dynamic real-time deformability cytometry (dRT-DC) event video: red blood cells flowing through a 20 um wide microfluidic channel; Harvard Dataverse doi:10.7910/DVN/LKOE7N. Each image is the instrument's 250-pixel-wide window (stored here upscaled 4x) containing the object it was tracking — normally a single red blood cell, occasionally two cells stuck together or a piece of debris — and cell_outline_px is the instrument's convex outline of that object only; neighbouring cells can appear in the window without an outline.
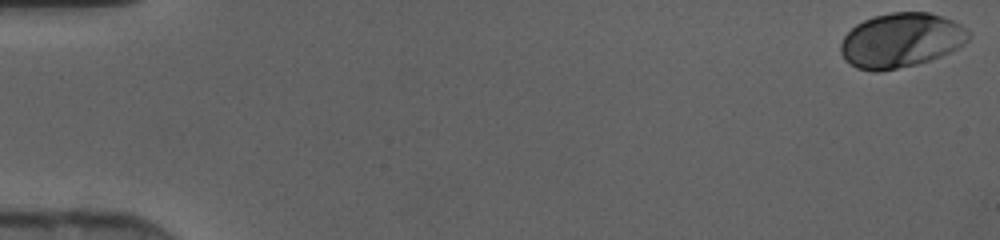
{"species": "human", "species_latin": "Homo sapiens", "temperature_condition": "cold", "stored_images_in_passage": 40, "camera_frame_rate_fps": 3000, "um_per_image_px": 0.085, "donor": {"sex": "female"}, "frame": {"image": 1, "passage_image": 1, "time_ms": 0.0, "image_size_px": [1000, 240], "cell_outline_px": [[972, 36], [964, 44], [940, 56], [916, 64], [880, 72], [872, 72], [856, 68], [844, 60], [840, 52], [840, 44], [844, 36], [856, 24], [872, 16], [892, 12], [928, 12], [952, 20], [968, 28], [972, 32]], "centroid_in_image_um": [76.58, 3.43], "position_along_channel_um": 8.4, "area_um2": 40.86}}
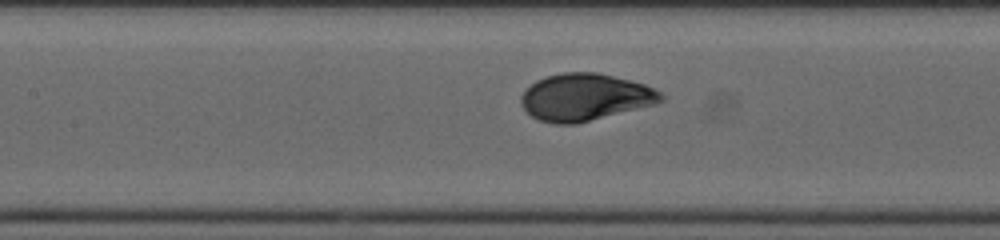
{"frame": {"image": 2, "passage_image": 22, "time_ms": 7.0, "image_size_px": [1000, 240], "cell_outline_px": [[664, 100], [652, 104], [576, 124], [556, 124], [540, 120], [532, 116], [520, 104], [520, 96], [536, 80], [548, 76], [564, 72], [596, 72], [644, 84], [656, 88], [664, 96]], "centroid_in_image_um": [49.71, 8.25], "position_along_channel_um": 157.7, "area_um2": 37.86}}
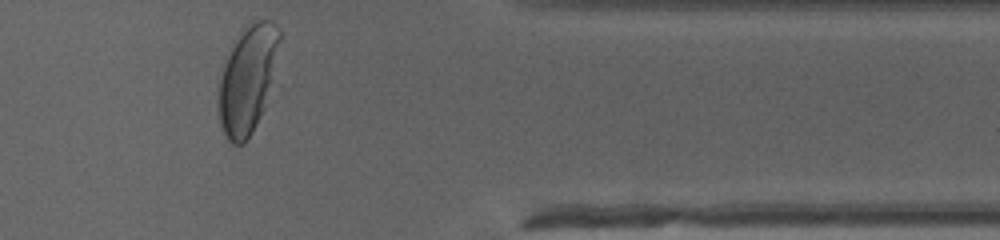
{"frame": {"image": 3, "passage_image": 39, "time_ms": 12.667, "image_size_px": [1000, 240], "cell_outline_px": [[280, 40], [272, 88], [260, 116], [244, 144], [232, 144], [224, 136], [220, 124], [216, 104], [216, 100], [220, 76], [224, 56], [232, 40], [252, 24], [260, 20], [268, 20], [280, 32]], "centroid_in_image_um": [20.99, 6.78], "position_along_channel_um": 390.4, "area_um2": 38.67}}